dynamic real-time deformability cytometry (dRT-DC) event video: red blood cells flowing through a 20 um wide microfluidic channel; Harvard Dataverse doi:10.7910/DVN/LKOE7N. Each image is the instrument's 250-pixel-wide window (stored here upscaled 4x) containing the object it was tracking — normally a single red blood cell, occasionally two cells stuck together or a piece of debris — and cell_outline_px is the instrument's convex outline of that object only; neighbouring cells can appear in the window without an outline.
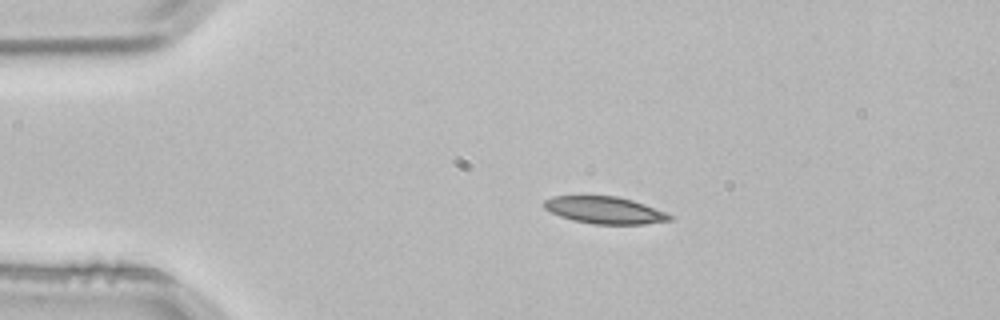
{"species": "common noctule bat (a hibernating species)", "species_latin": "Nyctalus noctula", "temperature_condition": "room temperature", "stored_images_in_passage": 2, "camera_frame_rate_fps": 3000, "um_per_image_px": 0.085, "animal": {"sex": "male", "body_mass_g": 21.5, "forearm_length_mm": 52.0}, "frame": {"image": 1, "passage_image": 1, "time_ms": 0.0, "image_size_px": [1000, 320], "cell_outline_px": [[672, 220], [644, 224], [592, 224], [572, 220], [560, 216], [544, 208], [544, 200], [552, 196], [616, 196], [632, 200], [644, 204], [664, 212], [672, 216]], "centroid_in_image_um": [51.38, 17.86], "position_along_channel_um": 33.6, "area_um2": 19.65}}